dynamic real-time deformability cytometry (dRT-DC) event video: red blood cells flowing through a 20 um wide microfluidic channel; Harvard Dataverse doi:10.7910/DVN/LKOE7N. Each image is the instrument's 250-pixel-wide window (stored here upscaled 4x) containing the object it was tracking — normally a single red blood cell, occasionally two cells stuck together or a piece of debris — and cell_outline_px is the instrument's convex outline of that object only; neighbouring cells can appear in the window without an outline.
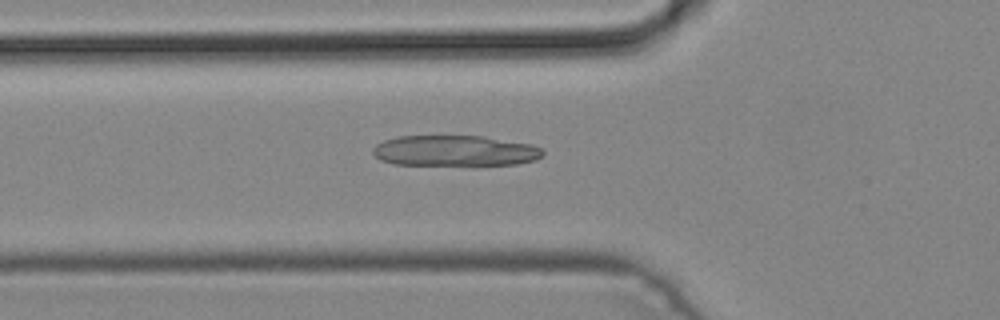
{"species": "common noctule bat (a hibernating species)", "species_latin": "Nyctalus noctula", "temperature_condition": "cold", "stored_images_in_passage": 29, "camera_frame_rate_fps": 3000, "um_per_image_px": 0.085, "animal": {"sex": "male", "body_mass_g": 19.2, "forearm_length_mm": 51.8}, "frame": {"image": 1, "passage_image": 5, "time_ms": 1.333, "image_size_px": [1000, 320], "cell_outline_px": [[544, 156], [536, 160], [516, 164], [472, 168], [392, 164], [380, 160], [372, 152], [372, 148], [376, 144], [384, 140], [396, 136], [484, 136], [532, 144], [544, 148]], "centroid_in_image_um": [38.72, 12.87], "position_along_channel_um": 87.1, "area_um2": 32.25}}
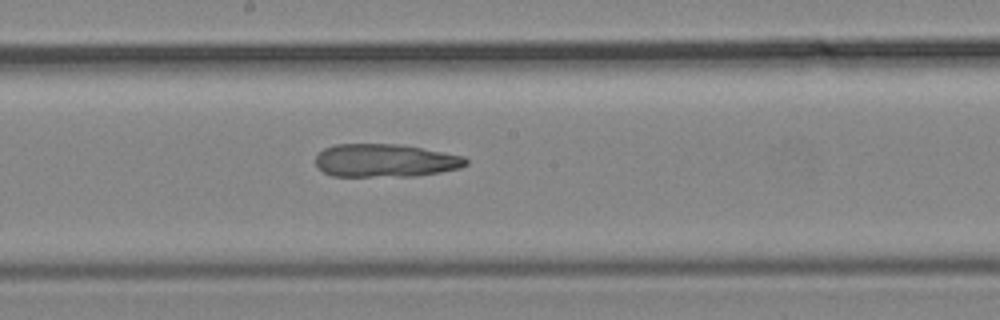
{"frame": {"image": 2, "passage_image": 14, "time_ms": 4.333, "image_size_px": [1000, 320], "cell_outline_px": [[468, 164], [460, 168], [440, 172], [416, 176], [332, 176], [324, 172], [316, 164], [316, 156], [324, 148], [336, 144], [396, 144], [420, 148], [464, 156], [468, 160]], "centroid_in_image_um": [32.75, 13.65], "position_along_channel_um": 215.5, "area_um2": 28.84}}
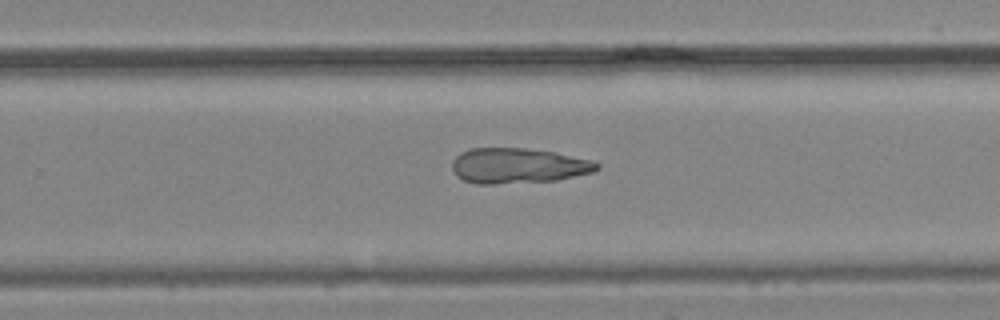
{"frame": {"image": 3, "passage_image": 19, "time_ms": 6.0, "image_size_px": [1000, 320], "cell_outline_px": [[600, 168], [592, 172], [556, 180], [492, 184], [476, 184], [464, 180], [456, 176], [452, 168], [452, 160], [460, 152], [468, 148], [524, 148], [552, 152], [588, 160], [600, 164]], "centroid_in_image_um": [43.96, 14.09], "position_along_channel_um": 285.8, "area_um2": 29.54}}